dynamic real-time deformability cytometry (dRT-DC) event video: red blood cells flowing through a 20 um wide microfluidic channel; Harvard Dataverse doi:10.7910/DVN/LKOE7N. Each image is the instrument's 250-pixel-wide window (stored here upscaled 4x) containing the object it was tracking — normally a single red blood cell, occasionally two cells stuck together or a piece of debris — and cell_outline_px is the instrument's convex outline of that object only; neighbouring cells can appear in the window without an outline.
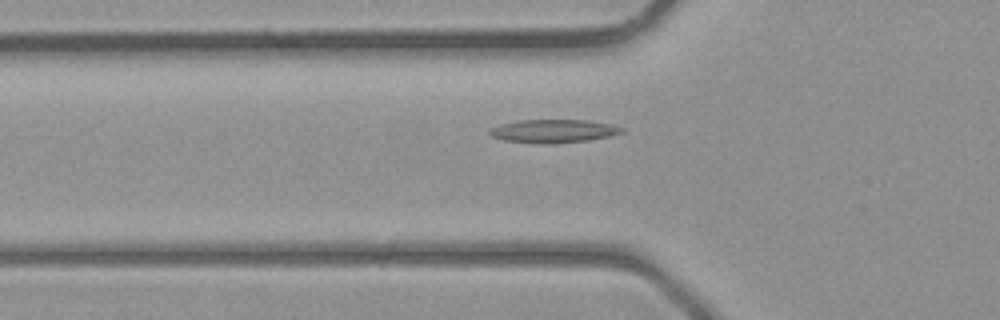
{"species": "common noctule bat (a hibernating species)", "species_latin": "Nyctalus noctula", "temperature_condition": "room temperature", "stored_images_in_passage": 35, "camera_frame_rate_fps": 3000, "um_per_image_px": 0.085, "animal": {"sex": "male", "body_mass_g": 23.1, "forearm_length_mm": 52.7}, "frame": {"image": 1, "passage_image": 9, "time_ms": 2.667, "image_size_px": [1000, 320], "cell_outline_px": [[624, 132], [608, 136], [588, 140], [548, 144], [540, 144], [504, 140], [492, 136], [488, 132], [492, 128], [500, 124], [516, 120], [592, 120], [624, 128]], "centroid_in_image_um": [47.03, 11.13], "position_along_channel_um": 78.8, "area_um2": 17.86}}
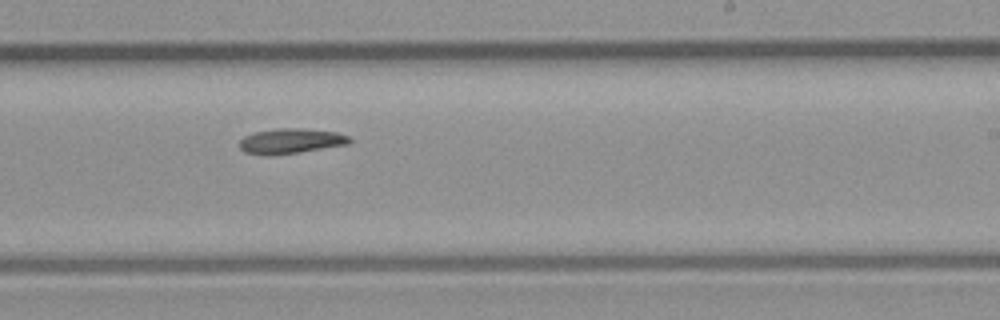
{"frame": {"image": 2, "passage_image": 20, "time_ms": 6.333, "image_size_px": [1000, 320], "cell_outline_px": [[352, 140], [348, 144], [300, 152], [268, 156], [244, 152], [240, 148], [240, 140], [244, 136], [256, 132], [276, 128], [300, 128], [336, 132], [348, 136]], "centroid_in_image_um": [24.7, 11.99], "position_along_channel_um": 264.3, "area_um2": 16.07}}
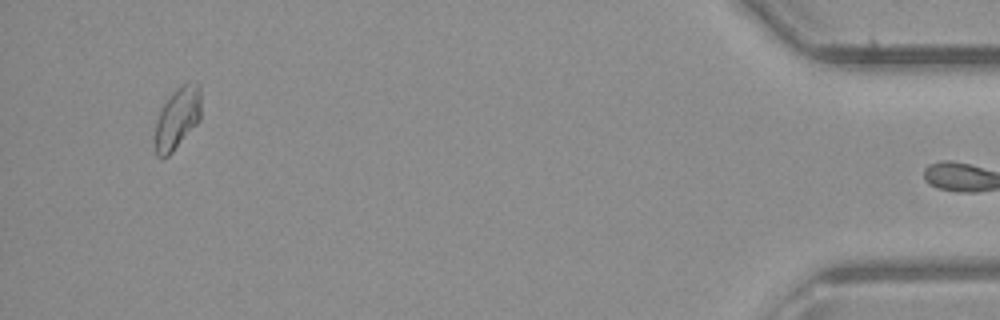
{"frame": {"image": 3, "passage_image": 34, "time_ms": 11.0, "image_size_px": [1000, 320], "cell_outline_px": [[200, 120], [172, 152], [168, 156], [156, 156], [152, 140], [156, 120], [160, 108], [172, 92], [176, 88], [184, 84], [200, 84]], "centroid_in_image_um": [15.01, 10.08], "position_along_channel_um": 420.2, "area_um2": 16.76}}